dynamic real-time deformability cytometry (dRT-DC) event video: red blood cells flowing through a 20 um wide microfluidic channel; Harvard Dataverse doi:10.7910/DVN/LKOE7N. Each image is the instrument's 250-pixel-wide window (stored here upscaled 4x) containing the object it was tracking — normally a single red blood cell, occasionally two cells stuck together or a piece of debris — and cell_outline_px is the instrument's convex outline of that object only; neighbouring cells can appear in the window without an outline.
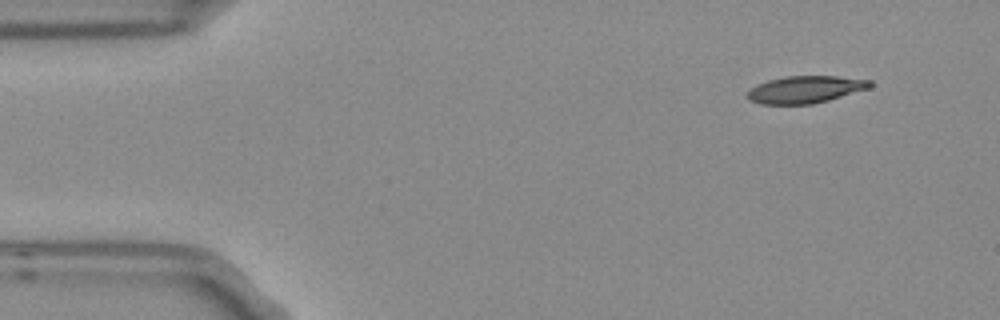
{"species": "Egyptian fruit bat (a non-hibernating species)", "species_latin": "Rousettus aegyptiacus", "temperature_condition": "room temperature", "stored_images_in_passage": 5, "camera_frame_rate_fps": 3000, "um_per_image_px": 0.085, "frame": {"image": 1, "passage_image": 5, "time_ms": 1.333, "image_size_px": [1000, 320], "cell_outline_px": [[872, 84], [868, 88], [828, 100], [812, 104], [760, 104], [748, 100], [748, 92], [756, 84], [768, 80], [784, 76], [836, 76], [872, 80]], "centroid_in_image_um": [68.42, 7.6], "position_along_channel_um": 16.6, "area_um2": 19.31}}